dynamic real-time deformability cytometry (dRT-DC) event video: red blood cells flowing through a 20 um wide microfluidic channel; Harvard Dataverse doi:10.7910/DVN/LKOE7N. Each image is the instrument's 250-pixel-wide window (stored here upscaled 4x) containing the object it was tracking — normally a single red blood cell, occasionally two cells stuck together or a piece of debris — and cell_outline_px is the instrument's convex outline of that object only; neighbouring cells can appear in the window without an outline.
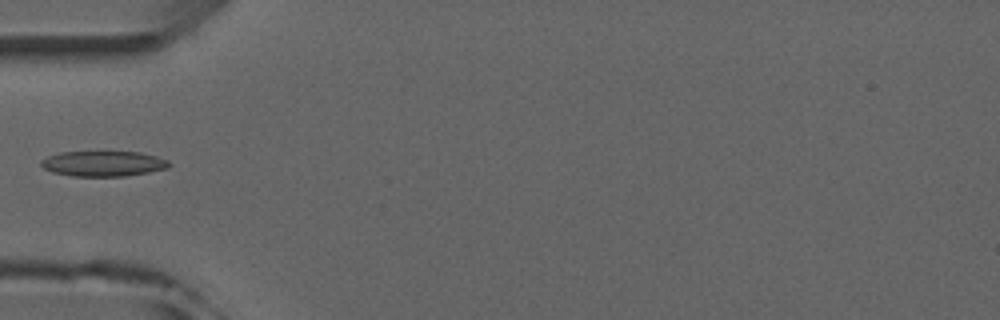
{"species": "common noctule bat (a hibernating species)", "species_latin": "Nyctalus noctula", "temperature_condition": "room temperature", "stored_images_in_passage": 5, "camera_frame_rate_fps": 3000, "um_per_image_px": 0.085, "animal": {"sex": "male", "forearm_length_mm": 52.5}, "frame": {"image": 1, "passage_image": 5, "time_ms": 4.333, "image_size_px": [1000, 320], "cell_outline_px": [[172, 164], [168, 168], [148, 172], [124, 176], [72, 176], [52, 172], [44, 168], [40, 164], [40, 160], [48, 156], [60, 152], [140, 152], [156, 156], [168, 160]], "centroid_in_image_um": [8.78, 13.91], "position_along_channel_um": 76.2, "area_um2": 18.9}}